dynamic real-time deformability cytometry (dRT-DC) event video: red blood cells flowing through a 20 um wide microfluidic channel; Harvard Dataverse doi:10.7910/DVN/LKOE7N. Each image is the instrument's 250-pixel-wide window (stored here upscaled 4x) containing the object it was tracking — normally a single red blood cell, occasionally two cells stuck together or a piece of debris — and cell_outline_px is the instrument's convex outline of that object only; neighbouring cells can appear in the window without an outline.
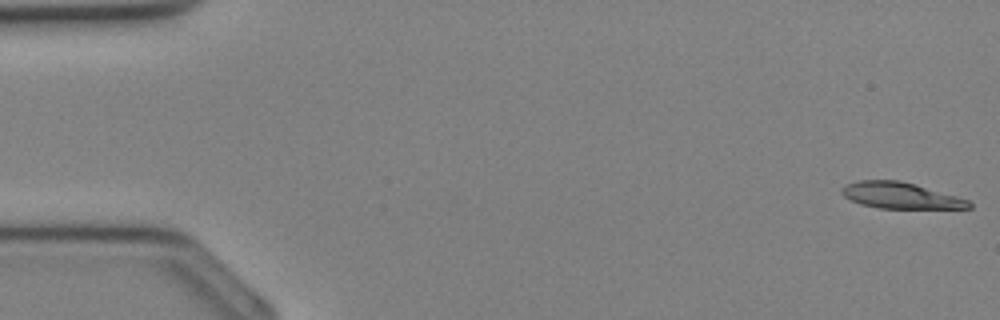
{"species": "Egyptian fruit bat (a non-hibernating species)", "species_latin": "Rousettus aegyptiacus", "temperature_condition": "cold", "stored_images_in_passage": 35, "camera_frame_rate_fps": 3000, "um_per_image_px": 0.085, "animal": {"sex": "female"}, "frame": {"image": 1, "passage_image": 1, "time_ms": 0.0, "image_size_px": [1000, 320], "cell_outline_px": [[972, 208], [880, 208], [860, 204], [844, 196], [840, 192], [840, 188], [848, 184], [860, 180], [900, 180], [916, 184], [956, 196], [968, 200], [972, 204]], "centroid_in_image_um": [76.53, 16.61], "position_along_channel_um": 8.5, "area_um2": 19.25}}
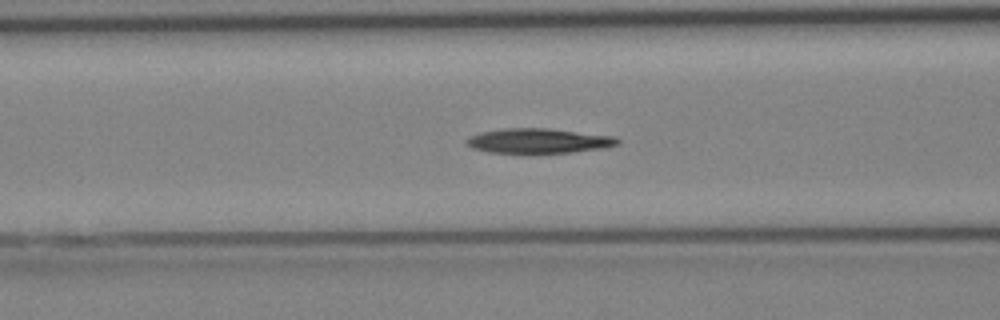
{"frame": {"image": 2, "passage_image": 14, "time_ms": 4.333, "image_size_px": [1000, 320], "cell_outline_px": [[620, 144], [604, 148], [572, 152], [532, 156], [488, 152], [472, 148], [464, 140], [468, 136], [480, 132], [504, 128], [548, 128], [616, 136], [620, 140]], "centroid_in_image_um": [45.76, 12.01], "position_along_channel_um": 120.8, "area_um2": 23.0}}
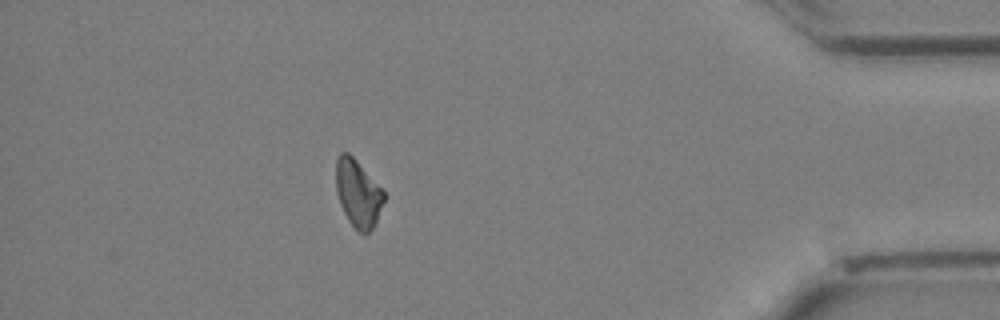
{"frame": {"image": 3, "passage_image": 31, "time_ms": 10.0, "image_size_px": [1000, 320], "cell_outline_px": [[384, 200], [376, 224], [364, 236], [356, 232], [348, 220], [340, 204], [336, 192], [336, 160], [340, 152], [348, 152], [384, 188]], "centroid_in_image_um": [30.44, 16.46], "position_along_channel_um": 404.8, "area_um2": 19.25}}